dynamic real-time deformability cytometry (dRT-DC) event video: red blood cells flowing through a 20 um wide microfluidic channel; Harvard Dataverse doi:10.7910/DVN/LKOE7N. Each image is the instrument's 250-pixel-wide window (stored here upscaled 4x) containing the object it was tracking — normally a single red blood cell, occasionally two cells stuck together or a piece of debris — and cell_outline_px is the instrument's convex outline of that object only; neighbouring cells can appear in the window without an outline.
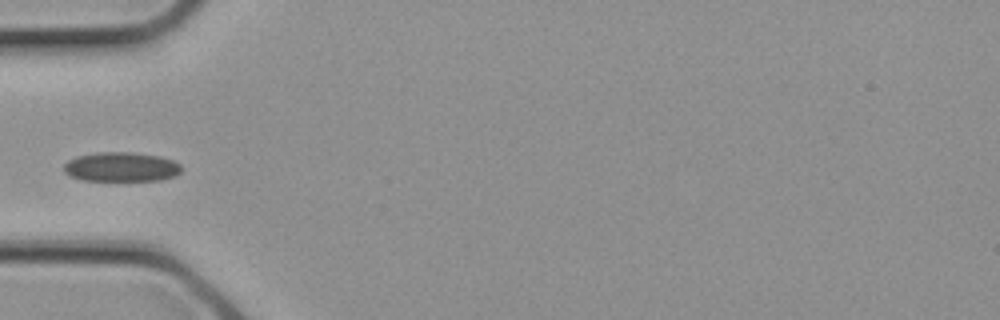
{"species": "common noctule bat (a hibernating species)", "species_latin": "Nyctalus noctula", "temperature_condition": "cold", "stored_images_in_passage": 3, "camera_frame_rate_fps": 3000, "um_per_image_px": 0.085, "animal": {"sex": "female", "body_mass_g": 21.9}, "frame": {"image": 1, "passage_image": 3, "time_ms": 0.667, "image_size_px": [1000, 320], "cell_outline_px": [[180, 172], [176, 176], [160, 180], [84, 180], [68, 176], [64, 172], [64, 164], [68, 160], [76, 156], [96, 152], [132, 152], [160, 156], [172, 160], [180, 164]], "centroid_in_image_um": [10.28, 14.18], "position_along_channel_um": 74.7, "area_um2": 20.23}}